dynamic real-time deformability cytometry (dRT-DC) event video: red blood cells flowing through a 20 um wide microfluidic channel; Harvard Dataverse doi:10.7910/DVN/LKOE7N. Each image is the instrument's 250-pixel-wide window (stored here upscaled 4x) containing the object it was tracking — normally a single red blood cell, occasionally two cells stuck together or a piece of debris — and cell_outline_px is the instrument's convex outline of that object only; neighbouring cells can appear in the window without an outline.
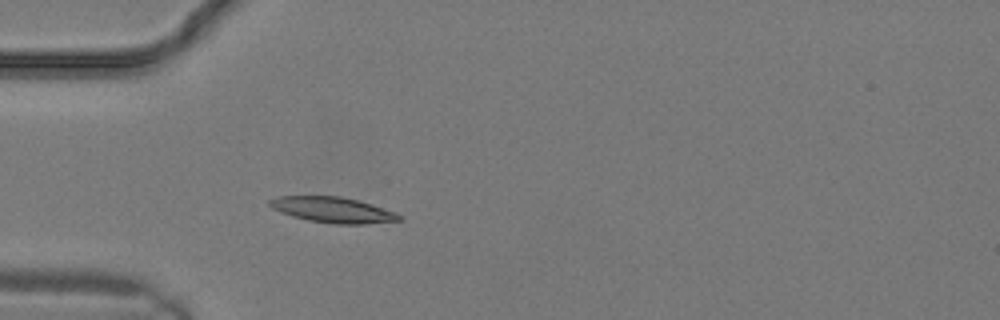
{"species": "common noctule bat (a hibernating species)", "species_latin": "Nyctalus noctula", "temperature_condition": "warm", "stored_images_in_passage": 6, "camera_frame_rate_fps": 3000, "um_per_image_px": 0.085, "animal": {"sex": "male", "body_mass_g": 19.2, "forearm_length_mm": 51.8}, "frame": {"image": 1, "passage_image": 1, "time_ms": 0.0, "image_size_px": [1000, 320], "cell_outline_px": [[404, 220], [364, 224], [336, 224], [308, 220], [292, 216], [280, 212], [272, 208], [268, 204], [268, 200], [276, 196], [340, 196], [356, 200], [396, 212], [404, 216]], "centroid_in_image_um": [28.29, 17.84], "position_along_channel_um": 56.7, "area_um2": 19.36}}
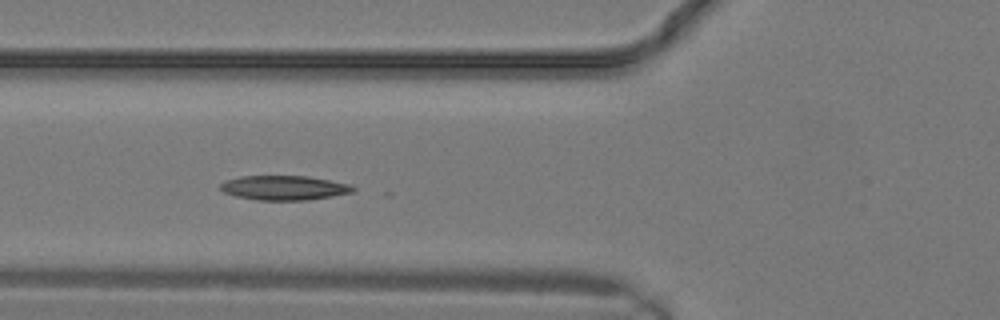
{"frame": {"image": 2, "passage_image": 3, "time_ms": 0.667, "image_size_px": [1000, 320], "cell_outline_px": [[356, 188], [352, 192], [332, 196], [308, 200], [260, 200], [236, 196], [224, 192], [220, 188], [220, 184], [228, 180], [240, 176], [308, 176], [352, 184]], "centroid_in_image_um": [24.19, 15.96], "position_along_channel_um": 101.6, "area_um2": 18.84}}
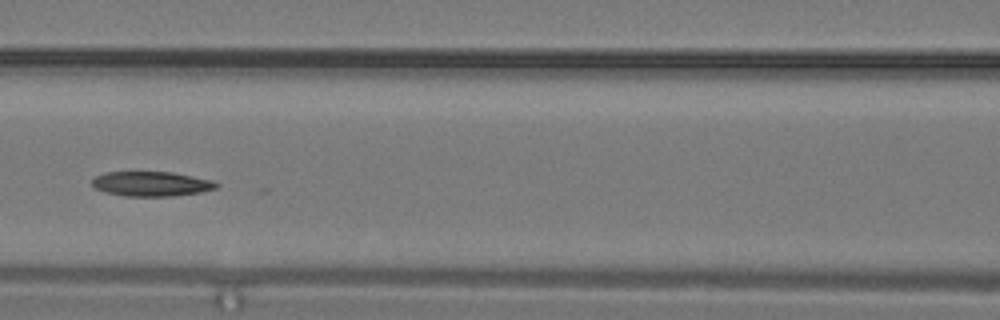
{"frame": {"image": 3, "passage_image": 5, "time_ms": 1.333, "image_size_px": [1000, 320], "cell_outline_px": [[220, 184], [216, 188], [200, 192], [172, 196], [124, 196], [104, 192], [96, 188], [92, 184], [92, 180], [96, 176], [108, 172], [172, 172], [212, 180]], "centroid_in_image_um": [12.87, 15.63], "position_along_channel_um": 153.7, "area_um2": 17.8}}